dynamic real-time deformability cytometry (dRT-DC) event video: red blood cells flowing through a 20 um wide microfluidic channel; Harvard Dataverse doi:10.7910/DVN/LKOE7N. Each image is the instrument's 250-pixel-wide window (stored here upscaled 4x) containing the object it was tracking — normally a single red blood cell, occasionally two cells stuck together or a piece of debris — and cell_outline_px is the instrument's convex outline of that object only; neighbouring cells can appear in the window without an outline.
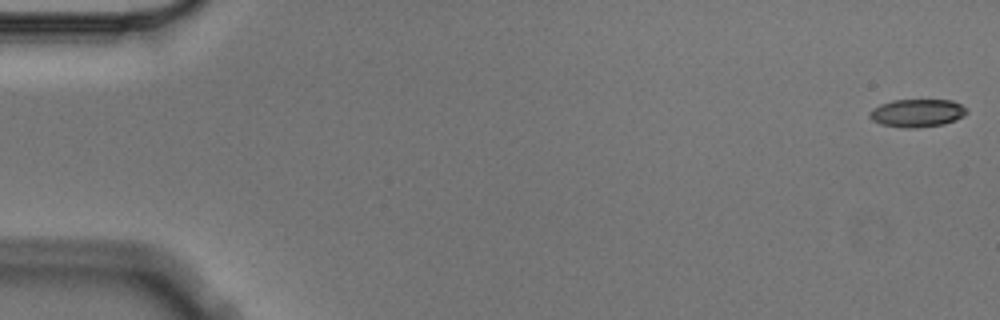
{"species": "Egyptian fruit bat (a non-hibernating species)", "species_latin": "Rousettus aegyptiacus", "temperature_condition": "cold", "stored_images_in_passage": 6, "camera_frame_rate_fps": 3000, "um_per_image_px": 0.085, "animal": {"sex": "male"}, "frame": {"image": 1, "passage_image": 1, "time_ms": 0.0, "image_size_px": [1000, 320], "cell_outline_px": [[968, 112], [964, 116], [956, 120], [944, 124], [916, 128], [904, 128], [880, 124], [872, 120], [868, 116], [868, 112], [872, 108], [880, 104], [892, 100], [952, 100], [968, 108]], "centroid_in_image_um": [77.95, 9.61], "position_along_channel_um": 7.0, "area_um2": 16.07}}
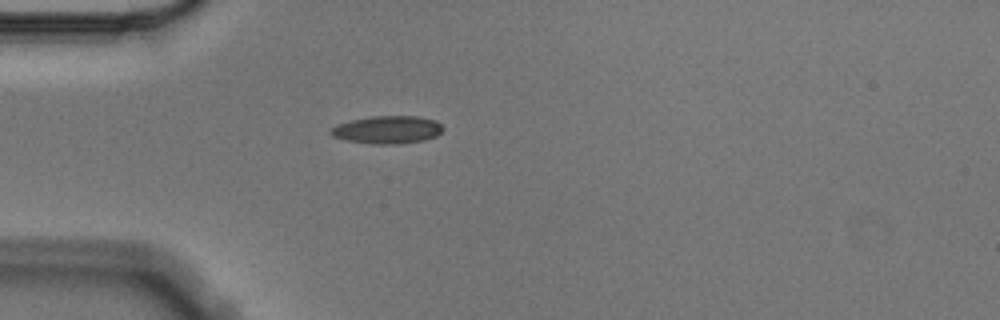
{"frame": {"image": 2, "passage_image": 5, "time_ms": 1.333, "image_size_px": [1000, 320], "cell_outline_px": [[444, 128], [436, 136], [424, 140], [400, 144], [372, 144], [348, 140], [332, 136], [328, 132], [336, 124], [352, 120], [372, 116], [416, 116], [436, 120]], "centroid_in_image_um": [32.93, 11.03], "position_along_channel_um": 52.1, "area_um2": 18.15}}